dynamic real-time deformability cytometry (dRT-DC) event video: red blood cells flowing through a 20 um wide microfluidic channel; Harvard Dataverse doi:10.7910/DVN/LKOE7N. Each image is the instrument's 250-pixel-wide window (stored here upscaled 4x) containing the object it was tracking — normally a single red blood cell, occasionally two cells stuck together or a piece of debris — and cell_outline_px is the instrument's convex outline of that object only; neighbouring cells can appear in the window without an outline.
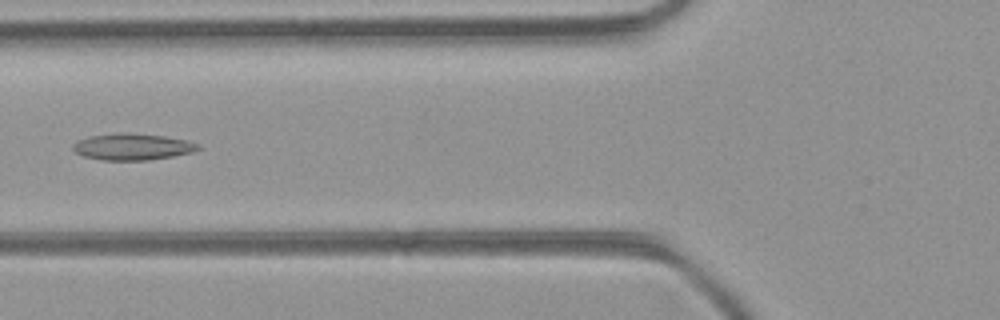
{"species": "common noctule bat (a hibernating species)", "species_latin": "Nyctalus noctula", "temperature_condition": "room temperature", "stored_images_in_passage": 5, "camera_frame_rate_fps": 3000, "um_per_image_px": 0.085, "animal": {"sex": "female", "body_mass_g": 21.9}, "frame": {"image": 1, "passage_image": 5, "time_ms": 1.333, "image_size_px": [1000, 320], "cell_outline_px": [[200, 148], [192, 152], [172, 156], [148, 160], [104, 160], [84, 156], [76, 152], [72, 148], [72, 144], [76, 140], [88, 136], [120, 132], [124, 132], [164, 136], [188, 140], [200, 144]], "centroid_in_image_um": [11.24, 12.46], "position_along_channel_um": 114.6, "area_um2": 19.42}}